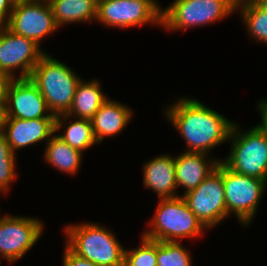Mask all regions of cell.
<instances>
[{"label":"cell","mask_w":267,"mask_h":266,"mask_svg":"<svg viewBox=\"0 0 267 266\" xmlns=\"http://www.w3.org/2000/svg\"><path fill=\"white\" fill-rule=\"evenodd\" d=\"M43 226L42 220L33 216H0V259L16 263L37 243Z\"/></svg>","instance_id":"cell-10"},{"label":"cell","mask_w":267,"mask_h":266,"mask_svg":"<svg viewBox=\"0 0 267 266\" xmlns=\"http://www.w3.org/2000/svg\"><path fill=\"white\" fill-rule=\"evenodd\" d=\"M16 154L7 142L4 132L0 133V195L7 194L12 182L17 180Z\"/></svg>","instance_id":"cell-23"},{"label":"cell","mask_w":267,"mask_h":266,"mask_svg":"<svg viewBox=\"0 0 267 266\" xmlns=\"http://www.w3.org/2000/svg\"><path fill=\"white\" fill-rule=\"evenodd\" d=\"M239 10L250 38L267 44V3L250 4L236 12Z\"/></svg>","instance_id":"cell-22"},{"label":"cell","mask_w":267,"mask_h":266,"mask_svg":"<svg viewBox=\"0 0 267 266\" xmlns=\"http://www.w3.org/2000/svg\"><path fill=\"white\" fill-rule=\"evenodd\" d=\"M149 222L150 226L141 236L153 241L180 242L184 238H200L207 229L182 196L159 199Z\"/></svg>","instance_id":"cell-4"},{"label":"cell","mask_w":267,"mask_h":266,"mask_svg":"<svg viewBox=\"0 0 267 266\" xmlns=\"http://www.w3.org/2000/svg\"><path fill=\"white\" fill-rule=\"evenodd\" d=\"M220 159L206 153L184 152L175 156V173L178 187L184 194L199 186L217 167Z\"/></svg>","instance_id":"cell-16"},{"label":"cell","mask_w":267,"mask_h":266,"mask_svg":"<svg viewBox=\"0 0 267 266\" xmlns=\"http://www.w3.org/2000/svg\"><path fill=\"white\" fill-rule=\"evenodd\" d=\"M44 160L58 171L75 175L80 170L84 153L72 148L55 133L46 142Z\"/></svg>","instance_id":"cell-21"},{"label":"cell","mask_w":267,"mask_h":266,"mask_svg":"<svg viewBox=\"0 0 267 266\" xmlns=\"http://www.w3.org/2000/svg\"><path fill=\"white\" fill-rule=\"evenodd\" d=\"M63 231L65 245L77 256L99 266H124L125 248L105 226L82 222L66 225Z\"/></svg>","instance_id":"cell-2"},{"label":"cell","mask_w":267,"mask_h":266,"mask_svg":"<svg viewBox=\"0 0 267 266\" xmlns=\"http://www.w3.org/2000/svg\"><path fill=\"white\" fill-rule=\"evenodd\" d=\"M133 114L130 107L108 98L91 119L98 143L122 132L133 118Z\"/></svg>","instance_id":"cell-17"},{"label":"cell","mask_w":267,"mask_h":266,"mask_svg":"<svg viewBox=\"0 0 267 266\" xmlns=\"http://www.w3.org/2000/svg\"><path fill=\"white\" fill-rule=\"evenodd\" d=\"M142 180L144 187L156 192L158 199L178 197L175 157L164 153L149 159L143 165Z\"/></svg>","instance_id":"cell-15"},{"label":"cell","mask_w":267,"mask_h":266,"mask_svg":"<svg viewBox=\"0 0 267 266\" xmlns=\"http://www.w3.org/2000/svg\"><path fill=\"white\" fill-rule=\"evenodd\" d=\"M179 99L166 106L164 114L186 142L185 152L210 155L215 147L228 142L234 121L196 99L185 96Z\"/></svg>","instance_id":"cell-1"},{"label":"cell","mask_w":267,"mask_h":266,"mask_svg":"<svg viewBox=\"0 0 267 266\" xmlns=\"http://www.w3.org/2000/svg\"><path fill=\"white\" fill-rule=\"evenodd\" d=\"M13 6L9 0H0V26L8 23Z\"/></svg>","instance_id":"cell-27"},{"label":"cell","mask_w":267,"mask_h":266,"mask_svg":"<svg viewBox=\"0 0 267 266\" xmlns=\"http://www.w3.org/2000/svg\"><path fill=\"white\" fill-rule=\"evenodd\" d=\"M257 110L260 113L261 122L258 124L260 129L266 134L267 136V100L263 99L258 101Z\"/></svg>","instance_id":"cell-28"},{"label":"cell","mask_w":267,"mask_h":266,"mask_svg":"<svg viewBox=\"0 0 267 266\" xmlns=\"http://www.w3.org/2000/svg\"><path fill=\"white\" fill-rule=\"evenodd\" d=\"M34 41L0 26V74L12 79L30 78L34 67L46 53ZM15 70L20 75L16 77Z\"/></svg>","instance_id":"cell-11"},{"label":"cell","mask_w":267,"mask_h":266,"mask_svg":"<svg viewBox=\"0 0 267 266\" xmlns=\"http://www.w3.org/2000/svg\"><path fill=\"white\" fill-rule=\"evenodd\" d=\"M227 218L233 213L241 225L247 227L256 215L259 202L266 190L267 182L230 170L222 162Z\"/></svg>","instance_id":"cell-7"},{"label":"cell","mask_w":267,"mask_h":266,"mask_svg":"<svg viewBox=\"0 0 267 266\" xmlns=\"http://www.w3.org/2000/svg\"><path fill=\"white\" fill-rule=\"evenodd\" d=\"M6 117L19 119L56 118L38 87L29 79H12L7 90Z\"/></svg>","instance_id":"cell-13"},{"label":"cell","mask_w":267,"mask_h":266,"mask_svg":"<svg viewBox=\"0 0 267 266\" xmlns=\"http://www.w3.org/2000/svg\"><path fill=\"white\" fill-rule=\"evenodd\" d=\"M71 118L75 121L70 122L69 120ZM66 122H69L68 125ZM62 126L64 128L66 126L67 128L63 131V133L61 131L60 134L56 135L72 148L77 149L82 153L98 143L94 135L92 122L89 119L75 118L67 114H61L56 116L55 132H59L61 128L63 129Z\"/></svg>","instance_id":"cell-19"},{"label":"cell","mask_w":267,"mask_h":266,"mask_svg":"<svg viewBox=\"0 0 267 266\" xmlns=\"http://www.w3.org/2000/svg\"><path fill=\"white\" fill-rule=\"evenodd\" d=\"M56 118L19 119L6 117L4 133L8 144L16 154L17 150L48 141L55 132Z\"/></svg>","instance_id":"cell-14"},{"label":"cell","mask_w":267,"mask_h":266,"mask_svg":"<svg viewBox=\"0 0 267 266\" xmlns=\"http://www.w3.org/2000/svg\"><path fill=\"white\" fill-rule=\"evenodd\" d=\"M257 3H267V0H233V4L236 11L241 7Z\"/></svg>","instance_id":"cell-30"},{"label":"cell","mask_w":267,"mask_h":266,"mask_svg":"<svg viewBox=\"0 0 267 266\" xmlns=\"http://www.w3.org/2000/svg\"><path fill=\"white\" fill-rule=\"evenodd\" d=\"M179 196L185 199L189 209L208 230L227 219L222 161L199 186L186 194H179Z\"/></svg>","instance_id":"cell-9"},{"label":"cell","mask_w":267,"mask_h":266,"mask_svg":"<svg viewBox=\"0 0 267 266\" xmlns=\"http://www.w3.org/2000/svg\"><path fill=\"white\" fill-rule=\"evenodd\" d=\"M5 26L14 34L24 36L39 46L45 37L59 29L48 0H32L13 6Z\"/></svg>","instance_id":"cell-12"},{"label":"cell","mask_w":267,"mask_h":266,"mask_svg":"<svg viewBox=\"0 0 267 266\" xmlns=\"http://www.w3.org/2000/svg\"><path fill=\"white\" fill-rule=\"evenodd\" d=\"M32 0H9V2L12 4V6L18 5V4H23L26 2H30Z\"/></svg>","instance_id":"cell-32"},{"label":"cell","mask_w":267,"mask_h":266,"mask_svg":"<svg viewBox=\"0 0 267 266\" xmlns=\"http://www.w3.org/2000/svg\"><path fill=\"white\" fill-rule=\"evenodd\" d=\"M108 98L101 90V84L97 78L91 81L81 79L76 87L71 107L66 114L91 120Z\"/></svg>","instance_id":"cell-18"},{"label":"cell","mask_w":267,"mask_h":266,"mask_svg":"<svg viewBox=\"0 0 267 266\" xmlns=\"http://www.w3.org/2000/svg\"><path fill=\"white\" fill-rule=\"evenodd\" d=\"M5 120H6L5 106H0V133L4 132Z\"/></svg>","instance_id":"cell-31"},{"label":"cell","mask_w":267,"mask_h":266,"mask_svg":"<svg viewBox=\"0 0 267 266\" xmlns=\"http://www.w3.org/2000/svg\"><path fill=\"white\" fill-rule=\"evenodd\" d=\"M234 123L228 142L229 155L221 161L232 171L267 182V136L258 125L240 130Z\"/></svg>","instance_id":"cell-5"},{"label":"cell","mask_w":267,"mask_h":266,"mask_svg":"<svg viewBox=\"0 0 267 266\" xmlns=\"http://www.w3.org/2000/svg\"><path fill=\"white\" fill-rule=\"evenodd\" d=\"M62 266H99L87 259L77 256L66 245H64Z\"/></svg>","instance_id":"cell-26"},{"label":"cell","mask_w":267,"mask_h":266,"mask_svg":"<svg viewBox=\"0 0 267 266\" xmlns=\"http://www.w3.org/2000/svg\"><path fill=\"white\" fill-rule=\"evenodd\" d=\"M235 11L233 0H174L162 8V28L175 32L207 26Z\"/></svg>","instance_id":"cell-6"},{"label":"cell","mask_w":267,"mask_h":266,"mask_svg":"<svg viewBox=\"0 0 267 266\" xmlns=\"http://www.w3.org/2000/svg\"><path fill=\"white\" fill-rule=\"evenodd\" d=\"M60 28L71 23L94 22L98 0H48Z\"/></svg>","instance_id":"cell-20"},{"label":"cell","mask_w":267,"mask_h":266,"mask_svg":"<svg viewBox=\"0 0 267 266\" xmlns=\"http://www.w3.org/2000/svg\"><path fill=\"white\" fill-rule=\"evenodd\" d=\"M95 21L120 29L149 23L162 27V8L156 0H98Z\"/></svg>","instance_id":"cell-8"},{"label":"cell","mask_w":267,"mask_h":266,"mask_svg":"<svg viewBox=\"0 0 267 266\" xmlns=\"http://www.w3.org/2000/svg\"><path fill=\"white\" fill-rule=\"evenodd\" d=\"M141 244L137 248L124 251V266H156L157 241L141 237Z\"/></svg>","instance_id":"cell-25"},{"label":"cell","mask_w":267,"mask_h":266,"mask_svg":"<svg viewBox=\"0 0 267 266\" xmlns=\"http://www.w3.org/2000/svg\"><path fill=\"white\" fill-rule=\"evenodd\" d=\"M29 79L38 87L50 112L58 116L69 111L76 87L82 78L68 65L46 52Z\"/></svg>","instance_id":"cell-3"},{"label":"cell","mask_w":267,"mask_h":266,"mask_svg":"<svg viewBox=\"0 0 267 266\" xmlns=\"http://www.w3.org/2000/svg\"><path fill=\"white\" fill-rule=\"evenodd\" d=\"M12 78L0 74V106L6 105L7 90Z\"/></svg>","instance_id":"cell-29"},{"label":"cell","mask_w":267,"mask_h":266,"mask_svg":"<svg viewBox=\"0 0 267 266\" xmlns=\"http://www.w3.org/2000/svg\"><path fill=\"white\" fill-rule=\"evenodd\" d=\"M181 242L157 241V266H192L191 254Z\"/></svg>","instance_id":"cell-24"}]
</instances>
